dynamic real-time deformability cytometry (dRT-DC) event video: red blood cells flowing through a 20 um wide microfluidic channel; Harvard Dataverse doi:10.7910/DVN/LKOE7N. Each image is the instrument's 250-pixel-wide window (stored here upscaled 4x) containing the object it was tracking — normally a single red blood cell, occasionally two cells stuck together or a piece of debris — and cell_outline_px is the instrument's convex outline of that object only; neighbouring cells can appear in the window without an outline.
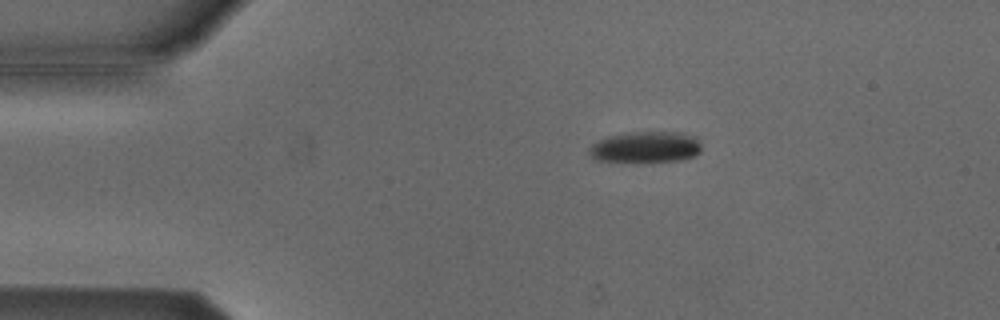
{"species": "Egyptian fruit bat (a non-hibernating species)", "species_latin": "Rousettus aegyptiacus", "temperature_condition": "cold", "stored_images_in_passage": 8, "camera_frame_rate_fps": 3000, "um_per_image_px": 0.085, "animal": {"sex": "male"}, "frame": {"image": 1, "passage_image": 3, "time_ms": 0.667, "image_size_px": [1000, 320], "cell_outline_px": [[700, 152], [696, 156], [680, 160], [592, 160], [588, 152], [588, 148], [592, 144], [608, 136], [628, 132], [684, 132], [696, 136], [700, 140]], "centroid_in_image_um": [54.91, 12.47], "position_along_channel_um": 30.1, "area_um2": 20.17}}
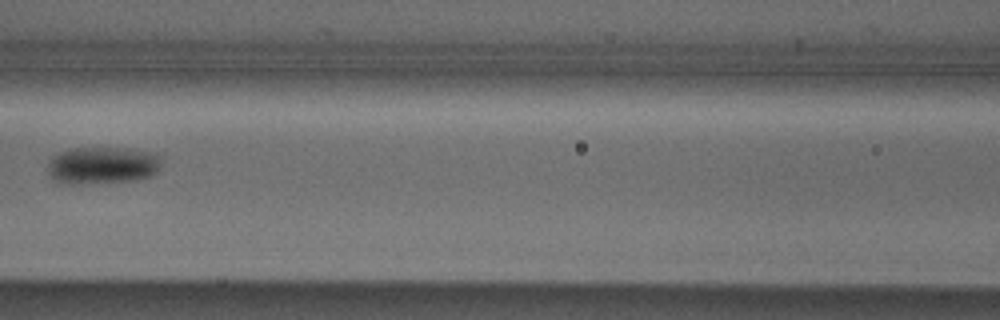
{"frame": {"image": 2, "passage_image": 7, "time_ms": 2.0, "image_size_px": [1000, 320], "cell_outline_px": [[160, 168], [152, 176], [136, 180], [68, 184], [56, 180], [48, 172], [48, 160], [52, 156], [68, 148], [128, 148], [152, 152], [160, 156]], "centroid_in_image_um": [8.71, 14.03], "position_along_channel_um": 157.9, "area_um2": 24.68}}
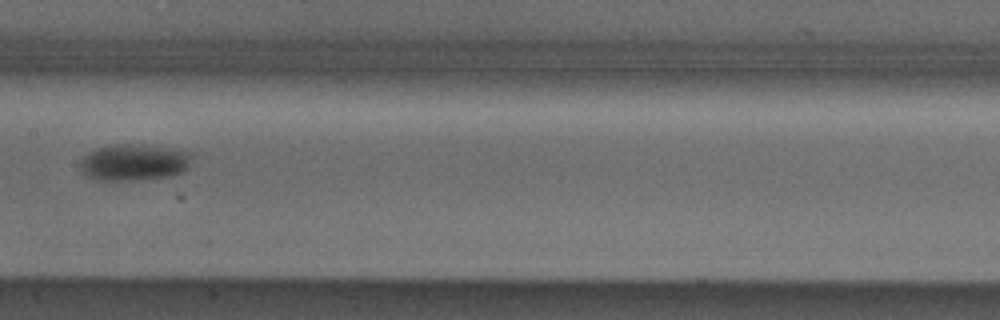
{"frame": {"image": 3, "passage_image": 8, "time_ms": 2.333, "image_size_px": [1000, 320], "cell_outline_px": [[188, 164], [184, 172], [172, 176], [136, 180], [96, 180], [80, 172], [80, 164], [84, 156], [88, 152], [96, 148], [112, 144], [140, 144], [168, 148], [188, 152]], "centroid_in_image_um": [11.31, 13.8], "position_along_channel_um": 196.1, "area_um2": 23.64}}